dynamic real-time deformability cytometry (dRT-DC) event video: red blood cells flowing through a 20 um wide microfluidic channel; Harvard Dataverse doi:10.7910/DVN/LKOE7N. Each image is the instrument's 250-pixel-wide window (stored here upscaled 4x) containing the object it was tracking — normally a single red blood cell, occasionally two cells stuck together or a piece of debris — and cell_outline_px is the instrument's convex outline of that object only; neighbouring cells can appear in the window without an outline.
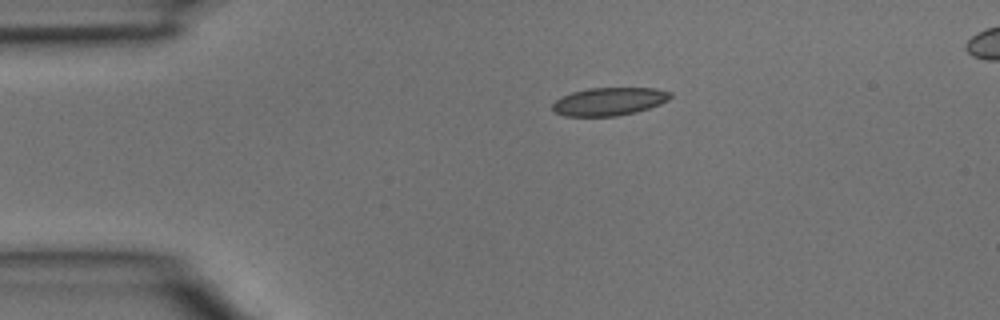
{"species": "common noctule bat (a hibernating species)", "species_latin": "Nyctalus noctula", "temperature_condition": "room temperature", "stored_images_in_passage": 3, "camera_frame_rate_fps": 3000, "um_per_image_px": 0.085, "animal": {"sex": "male", "body_mass_g": 15.6}, "frame": {"image": 1, "passage_image": 1, "time_ms": 0.0, "image_size_px": [1000, 320], "cell_outline_px": [[672, 96], [668, 100], [660, 104], [636, 112], [616, 116], [564, 116], [556, 112], [552, 108], [552, 104], [560, 96], [572, 92], [588, 88], [656, 88], [672, 92]], "centroid_in_image_um": [51.78, 8.62], "position_along_channel_um": 33.2, "area_um2": 19.31}}